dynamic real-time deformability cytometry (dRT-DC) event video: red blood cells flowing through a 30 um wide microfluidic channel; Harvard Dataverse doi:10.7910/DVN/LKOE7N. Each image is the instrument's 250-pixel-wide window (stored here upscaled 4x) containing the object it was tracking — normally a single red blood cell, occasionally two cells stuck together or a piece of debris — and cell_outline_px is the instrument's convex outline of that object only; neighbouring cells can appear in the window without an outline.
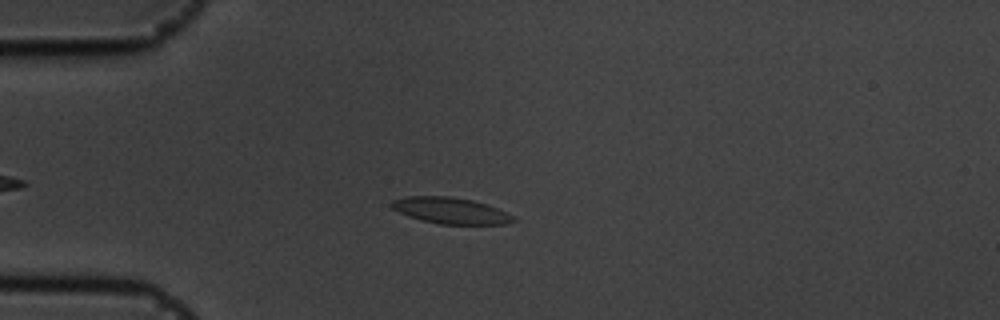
{"species": "common noctule bat (a hibernating species)", "species_latin": "Nyctalus noctula", "temperature_condition": "cold", "stored_images_in_passage": 51, "camera_frame_rate_fps": 3000, "um_per_image_px": 0.085, "animal": {"sex": "male", "body_mass_g": 19.5, "forearm_length_mm": 54.6}, "frame": {"image": 1, "passage_image": 10, "time_ms": 3.0, "image_size_px": [1000, 320], "cell_outline_px": [[516, 220], [508, 224], [440, 224], [420, 220], [408, 216], [392, 208], [388, 204], [392, 200], [404, 196], [452, 196], [472, 200], [488, 204], [512, 216]], "centroid_in_image_um": [38.25, 17.89], "position_along_channel_um": 46.8, "area_um2": 18.67}}
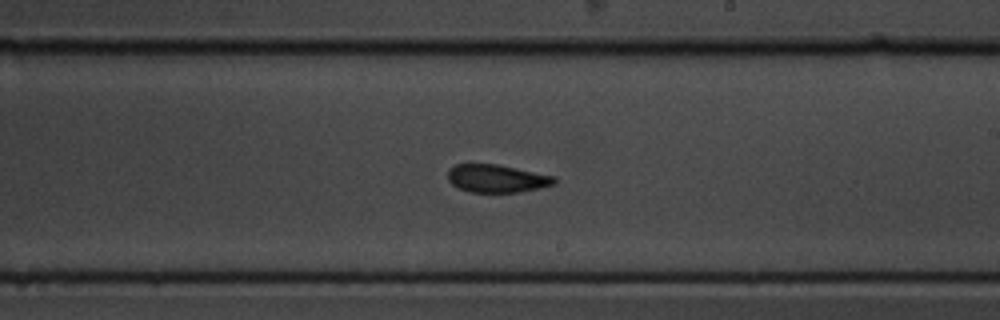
{"frame": {"image": 2, "passage_image": 28, "time_ms": 9.0, "image_size_px": [1000, 320], "cell_outline_px": [[556, 184], [540, 188], [516, 192], [468, 192], [452, 184], [448, 180], [448, 168], [456, 164], [496, 164], [556, 176]], "centroid_in_image_um": [42.23, 15.17], "position_along_channel_um": 246.8, "area_um2": 17.34}}
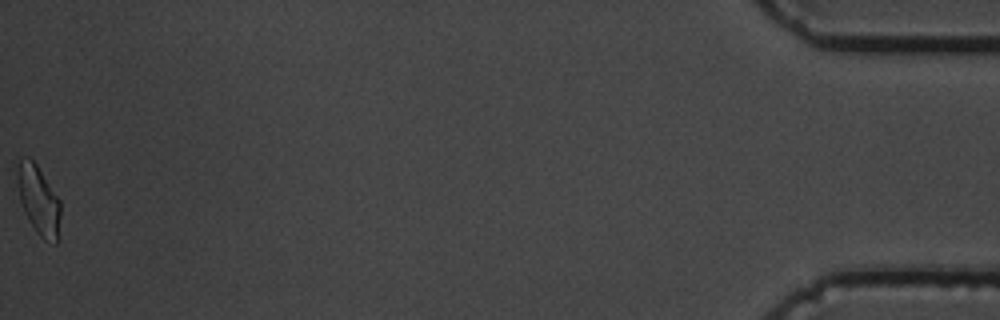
{"frame": {"image": 3, "passage_image": 51, "time_ms": 16.667, "image_size_px": [1000, 320], "cell_outline_px": [[60, 216], [56, 244], [44, 240], [36, 232], [24, 212], [20, 200], [16, 180], [16, 164], [20, 160], [28, 156], [36, 164], [60, 200]], "centroid_in_image_um": [3.25, 16.99], "position_along_channel_um": 431.9, "area_um2": 17.34}, "authors_computed_cell_mechanics": {"area_um2": 18.3226, "velocity_mm_per_s": 3.6425, "shape_relaxation_time_tau1_ms": 6.8662, "shape_relaxation_time_tau2_ms": 2.6135, "deformation_change_tau1": 0.1446, "deformation_change_tau2": 0.0954}}